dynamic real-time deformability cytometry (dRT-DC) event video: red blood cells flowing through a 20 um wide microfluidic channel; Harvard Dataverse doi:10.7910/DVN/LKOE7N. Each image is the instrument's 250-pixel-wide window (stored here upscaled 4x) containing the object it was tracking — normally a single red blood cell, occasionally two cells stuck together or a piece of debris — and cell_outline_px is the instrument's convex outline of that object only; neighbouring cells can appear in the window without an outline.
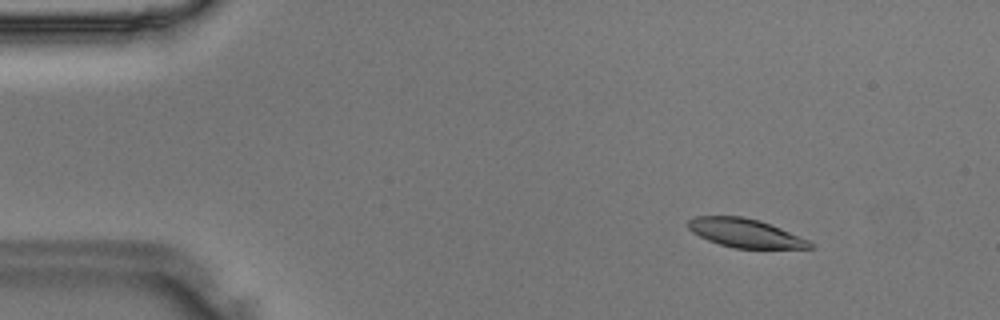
{"species": "Egyptian fruit bat (a non-hibernating species)", "species_latin": "Rousettus aegyptiacus", "temperature_condition": "room temperature", "stored_images_in_passage": 48, "camera_frame_rate_fps": 3000, "um_per_image_px": 0.085, "animal": {"sex": "male"}, "frame": {"image": 1, "passage_image": 6, "time_ms": 1.667, "image_size_px": [1000, 320], "cell_outline_px": [[812, 248], [732, 248], [708, 240], [692, 232], [688, 228], [688, 220], [696, 216], [744, 216], [760, 220], [780, 228], [808, 240], [812, 244]], "centroid_in_image_um": [63.31, 19.8], "position_along_channel_um": 21.7, "area_um2": 20.17}}
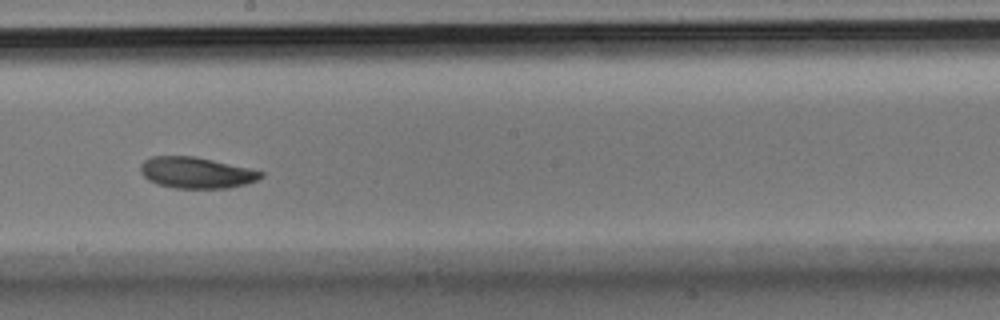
{"frame": {"image": 2, "passage_image": 27, "time_ms": 8.667, "image_size_px": [1000, 320], "cell_outline_px": [[264, 176], [248, 184], [228, 188], [176, 188], [160, 184], [148, 180], [140, 172], [140, 164], [144, 160], [152, 156], [196, 156], [248, 168], [264, 172]], "centroid_in_image_um": [16.69, 14.67], "position_along_channel_um": 231.5, "area_um2": 21.85}}
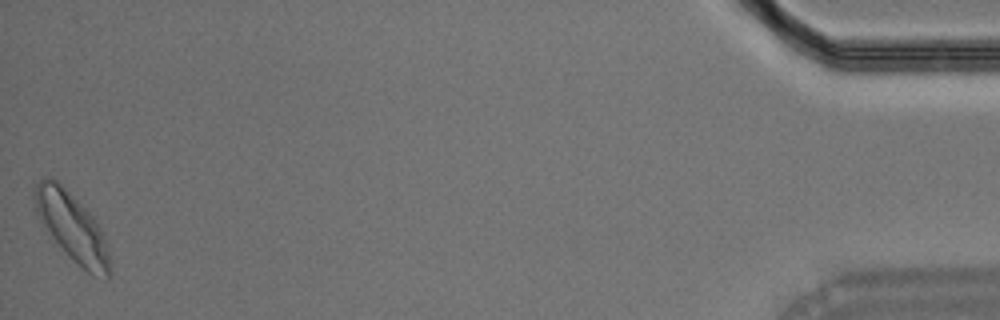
{"frame": {"image": 3, "passage_image": 48, "time_ms": 15.667, "image_size_px": [1000, 320], "cell_outline_px": [[112, 272], [108, 280], [88, 272], [68, 256], [52, 236], [40, 220], [36, 212], [32, 196], [32, 180], [48, 176], [52, 176], [92, 216], [100, 228], [104, 236], [108, 252]], "centroid_in_image_um": [6.07, 19.25], "position_along_channel_um": 429.1, "area_um2": 29.88}}